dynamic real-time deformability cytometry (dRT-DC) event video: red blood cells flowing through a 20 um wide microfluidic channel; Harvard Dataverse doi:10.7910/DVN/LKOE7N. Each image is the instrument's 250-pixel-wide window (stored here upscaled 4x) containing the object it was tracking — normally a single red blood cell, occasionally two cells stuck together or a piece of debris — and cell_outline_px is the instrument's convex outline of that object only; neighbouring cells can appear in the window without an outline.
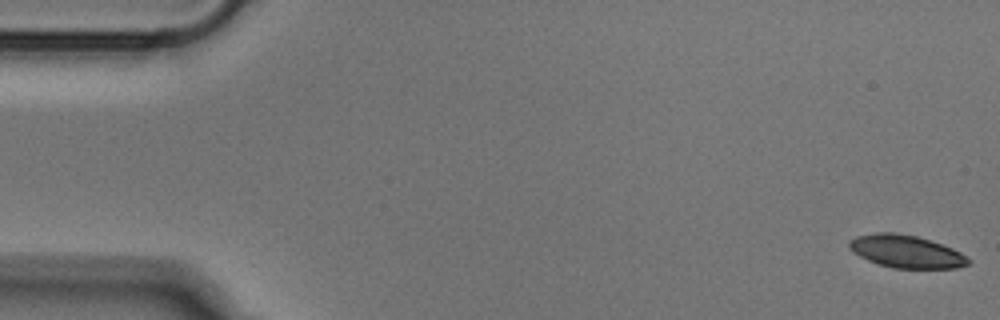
{"species": "Egyptian fruit bat (a non-hibernating species)", "species_latin": "Rousettus aegyptiacus", "temperature_condition": "cold", "stored_images_in_passage": 53, "camera_frame_rate_fps": 3000, "um_per_image_px": 0.085, "animal": {"sex": "male"}, "frame": {"image": 1, "passage_image": 1, "time_ms": 0.0, "image_size_px": [1000, 320], "cell_outline_px": [[972, 264], [956, 268], [892, 268], [868, 260], [852, 252], [848, 248], [848, 240], [856, 236], [876, 232], [892, 232], [916, 236], [952, 248], [968, 256], [972, 260]], "centroid_in_image_um": [77.03, 21.38], "position_along_channel_um": 8.0, "area_um2": 22.77}}
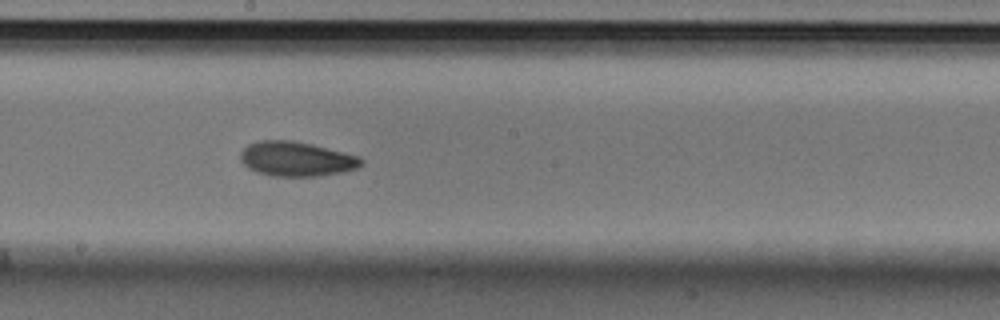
{"frame": {"image": 2, "passage_image": 28, "time_ms": 9.0, "image_size_px": [1000, 320], "cell_outline_px": [[364, 164], [356, 168], [340, 172], [320, 176], [272, 176], [256, 172], [248, 168], [240, 160], [240, 152], [248, 144], [260, 140], [292, 140], [312, 144], [360, 156], [364, 160]], "centroid_in_image_um": [25.19, 13.51], "position_along_channel_um": 223.0, "area_um2": 24.51}}
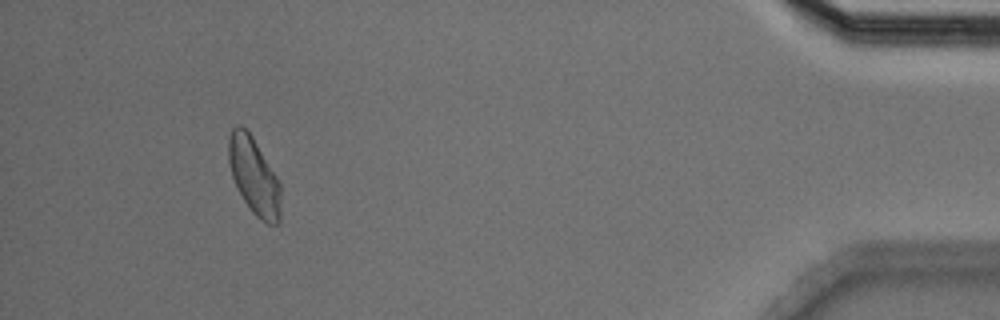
{"frame": {"image": 3, "passage_image": 48, "time_ms": 15.667, "image_size_px": [1000, 320], "cell_outline_px": [[280, 224], [268, 224], [260, 220], [252, 212], [236, 188], [232, 176], [228, 160], [228, 140], [232, 128], [236, 124], [240, 124], [252, 136], [276, 176], [280, 184]], "centroid_in_image_um": [21.58, 14.98], "position_along_channel_um": 413.6, "area_um2": 23.35}}